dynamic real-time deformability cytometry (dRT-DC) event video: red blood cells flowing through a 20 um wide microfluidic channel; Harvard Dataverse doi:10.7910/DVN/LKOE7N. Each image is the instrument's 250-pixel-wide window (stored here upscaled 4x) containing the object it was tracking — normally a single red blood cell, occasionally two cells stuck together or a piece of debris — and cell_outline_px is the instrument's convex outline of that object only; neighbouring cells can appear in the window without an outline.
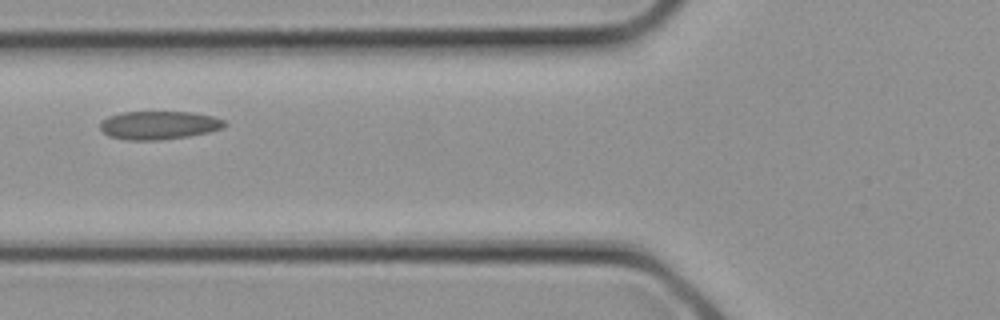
{"species": "common noctule bat (a hibernating species)", "species_latin": "Nyctalus noctula", "temperature_condition": "cold", "stored_images_in_passage": 3, "camera_frame_rate_fps": 3000, "um_per_image_px": 0.085, "animal": {"sex": "female", "body_mass_g": 21.9}, "frame": {"image": 1, "passage_image": 3, "time_ms": 0.667, "image_size_px": [1000, 320], "cell_outline_px": [[228, 124], [224, 128], [208, 132], [188, 136], [160, 140], [128, 140], [108, 136], [100, 128], [100, 124], [108, 116], [120, 112], [192, 112], [212, 116], [224, 120]], "centroid_in_image_um": [13.52, 10.64], "position_along_channel_um": 112.3, "area_um2": 20.58}}